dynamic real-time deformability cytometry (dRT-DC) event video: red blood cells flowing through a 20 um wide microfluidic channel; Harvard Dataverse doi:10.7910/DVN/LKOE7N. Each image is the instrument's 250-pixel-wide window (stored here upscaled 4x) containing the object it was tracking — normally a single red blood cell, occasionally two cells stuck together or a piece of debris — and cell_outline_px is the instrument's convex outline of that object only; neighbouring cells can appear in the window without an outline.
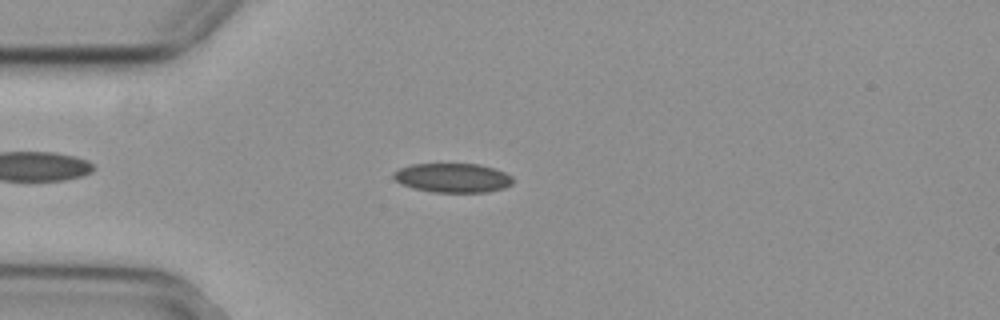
{"species": "common noctule bat (a hibernating species)", "species_latin": "Nyctalus noctula", "temperature_condition": "cold", "stored_images_in_passage": 49, "camera_frame_rate_fps": 3000, "um_per_image_px": 0.085, "animal": {"sex": "female", "body_mass_g": 29.2, "forearm_length_mm": 56.3}, "frame": {"image": 1, "passage_image": 8, "time_ms": 2.333, "image_size_px": [1000, 320], "cell_outline_px": [[512, 184], [504, 188], [488, 192], [432, 192], [412, 188], [400, 184], [392, 176], [392, 172], [400, 168], [412, 164], [480, 164], [496, 168], [512, 176]], "centroid_in_image_um": [38.47, 15.12], "position_along_channel_um": 46.5, "area_um2": 20.52}}
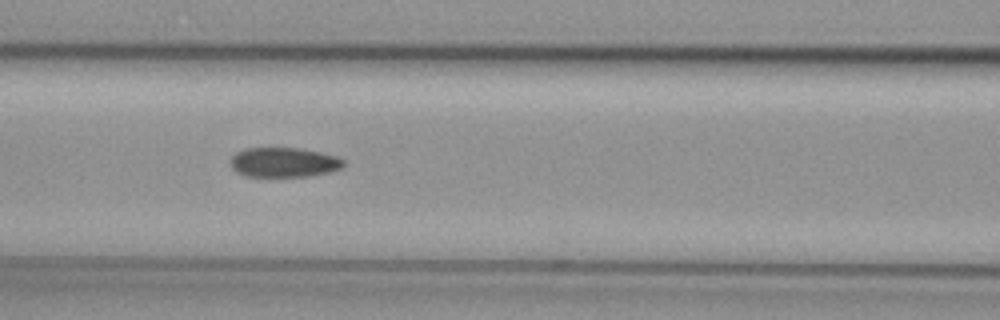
{"frame": {"image": 2, "passage_image": 17, "time_ms": 5.333, "image_size_px": [1000, 320], "cell_outline_px": [[344, 164], [340, 168], [332, 172], [308, 176], [244, 176], [236, 172], [232, 168], [228, 160], [236, 152], [244, 148], [300, 148], [340, 156], [344, 160]], "centroid_in_image_um": [24.12, 13.79], "position_along_channel_um": 142.5, "area_um2": 19.83}}
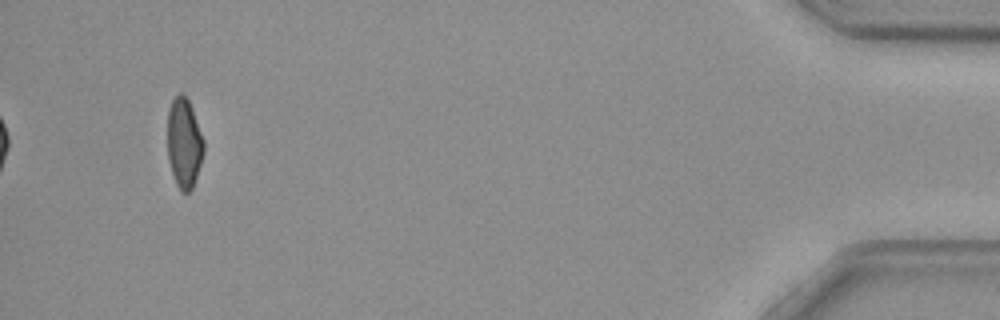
{"frame": {"image": 3, "passage_image": 46, "time_ms": 15.0, "image_size_px": [1000, 320], "cell_outline_px": [[204, 152], [192, 188], [188, 192], [180, 192], [176, 184], [168, 160], [168, 108], [172, 100], [180, 92], [188, 100], [204, 140]], "centroid_in_image_um": [15.64, 12.17], "position_along_channel_um": 419.6, "area_um2": 18.73}, "authors_computed_cell_mechanics": {"area_um2": 20.2878, "velocity_mm_per_s": 3.7144, "shape_relaxation_time_tau1_ms": null, "shape_relaxation_time_tau2_ms": 7.9342, "deformation_change_tau1": null, "deformation_change_tau2": 0.1013}}